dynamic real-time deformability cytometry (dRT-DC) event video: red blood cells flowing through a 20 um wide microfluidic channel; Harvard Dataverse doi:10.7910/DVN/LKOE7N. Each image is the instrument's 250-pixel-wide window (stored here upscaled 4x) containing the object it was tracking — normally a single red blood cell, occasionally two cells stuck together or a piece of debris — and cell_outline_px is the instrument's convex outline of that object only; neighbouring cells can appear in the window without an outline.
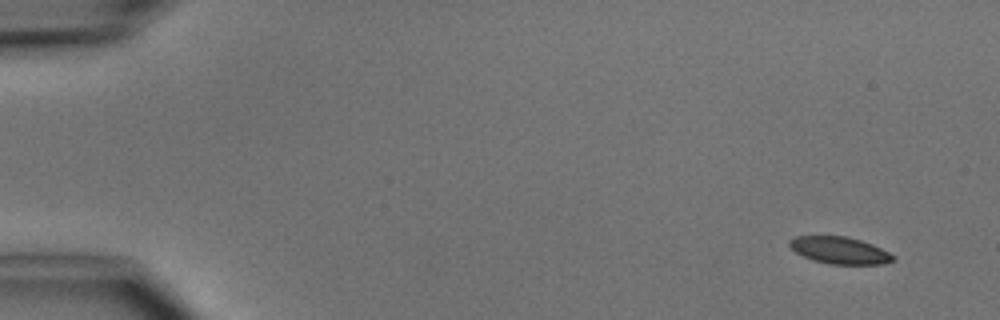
{"species": "common noctule bat (a hibernating species)", "species_latin": "Nyctalus noctula", "temperature_condition": "cold", "stored_images_in_passage": 4, "camera_frame_rate_fps": 3000, "um_per_image_px": 0.085, "animal": {"sex": "male", "body_mass_g": 15.6}, "frame": {"image": 1, "passage_image": 1, "time_ms": 0.0, "image_size_px": [1000, 320], "cell_outline_px": [[896, 260], [884, 264], [828, 264], [812, 260], [796, 252], [788, 244], [788, 240], [796, 236], [844, 236], [860, 240], [872, 244], [888, 252]], "centroid_in_image_um": [71.35, 21.28], "position_along_channel_um": 13.7, "area_um2": 16.18}}
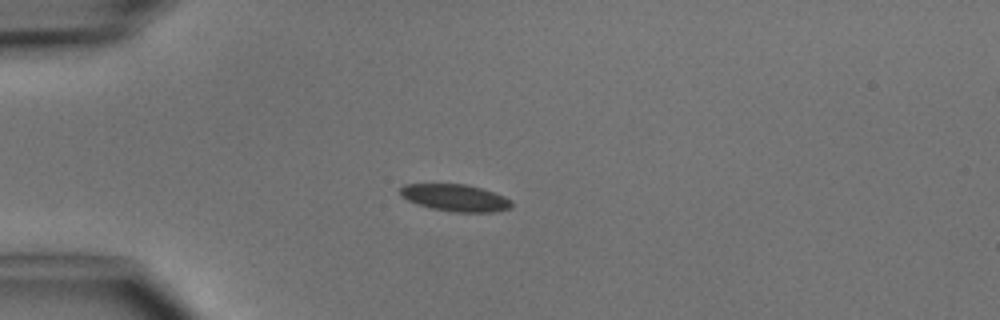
{"frame": {"image": 2, "passage_image": 4, "time_ms": 3.333, "image_size_px": [1000, 320], "cell_outline_px": [[512, 208], [496, 212], [452, 212], [432, 208], [408, 200], [400, 196], [400, 188], [404, 184], [464, 184], [480, 188], [504, 196], [512, 200]], "centroid_in_image_um": [38.72, 16.82], "position_along_channel_um": 46.3, "area_um2": 17.46}}